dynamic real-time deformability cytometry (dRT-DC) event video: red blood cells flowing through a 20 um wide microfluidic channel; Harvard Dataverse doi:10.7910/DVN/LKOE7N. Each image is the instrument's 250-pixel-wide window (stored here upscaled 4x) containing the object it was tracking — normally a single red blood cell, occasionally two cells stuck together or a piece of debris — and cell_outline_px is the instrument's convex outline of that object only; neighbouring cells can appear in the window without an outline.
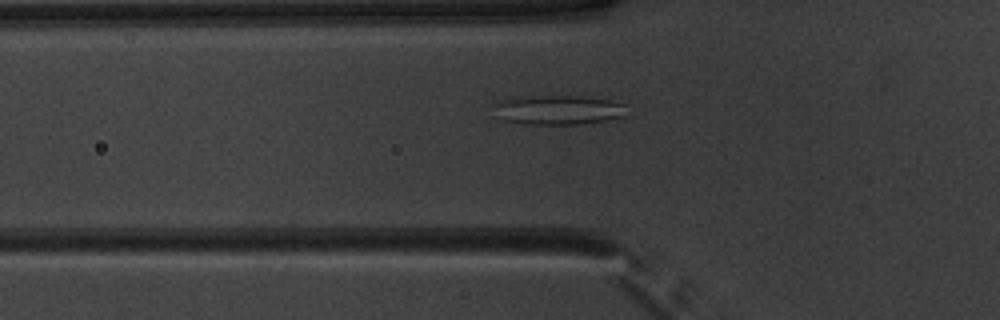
{"species": "common noctule bat (a hibernating species)", "species_latin": "Nyctalus noctula", "temperature_condition": "warm", "stored_images_in_passage": 52, "camera_frame_rate_fps": 3000, "um_per_image_px": 0.085, "animal": {"sex": "male", "body_mass_g": 20.1, "forearm_length_mm": 53.5}, "frame": {"image": 1, "passage_image": 19, "time_ms": 6.0, "image_size_px": [1000, 320], "cell_outline_px": [[624, 104], [620, 116], [608, 120], [580, 124], [524, 124], [500, 120], [496, 104], [504, 100], [532, 96], [580, 96], [612, 100]], "centroid_in_image_um": [47.45, 9.35], "position_along_channel_um": 78.4, "area_um2": 22.14}}
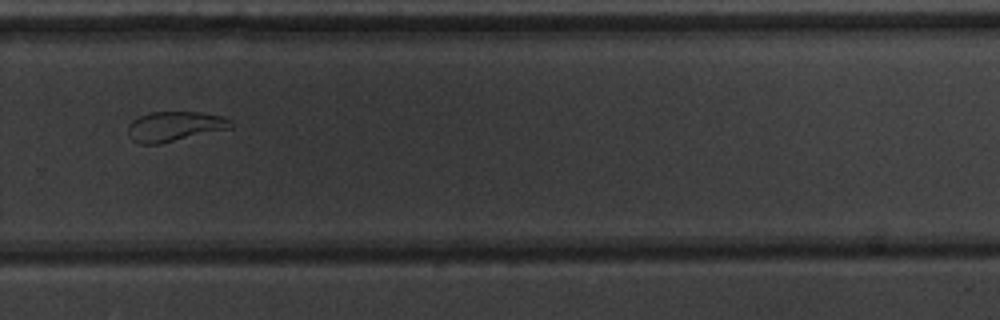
{"frame": {"image": 2, "passage_image": 37, "time_ms": 12.0, "image_size_px": [1000, 320], "cell_outline_px": [[232, 128], [160, 144], [140, 144], [132, 140], [128, 132], [128, 124], [132, 120], [140, 116], [152, 112], [196, 112], [224, 116], [232, 120]], "centroid_in_image_um": [14.85, 10.75], "position_along_channel_um": 314.9, "area_um2": 17.98}}
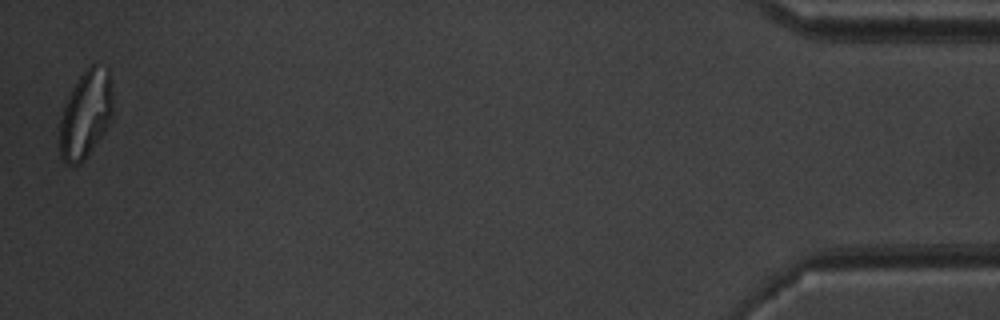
{"frame": {"image": 3, "passage_image": 52, "time_ms": 17.0, "image_size_px": [1000, 320], "cell_outline_px": [[112, 116], [104, 132], [88, 156], [80, 164], [64, 164], [60, 156], [60, 120], [64, 108], [72, 88], [80, 76], [92, 64], [96, 64], [108, 68], [112, 80]], "centroid_in_image_um": [7.3, 9.73], "position_along_channel_um": 427.9, "area_um2": 27.17}, "authors_computed_cell_mechanics": {"area_um2": 24.6228, "velocity_mm_per_s": 3.9466, "shape_relaxation_time_tau1_ms": null, "shape_relaxation_time_tau2_ms": 2.4586, "deformation_change_tau1": null, "deformation_change_tau2": 0.0921}}